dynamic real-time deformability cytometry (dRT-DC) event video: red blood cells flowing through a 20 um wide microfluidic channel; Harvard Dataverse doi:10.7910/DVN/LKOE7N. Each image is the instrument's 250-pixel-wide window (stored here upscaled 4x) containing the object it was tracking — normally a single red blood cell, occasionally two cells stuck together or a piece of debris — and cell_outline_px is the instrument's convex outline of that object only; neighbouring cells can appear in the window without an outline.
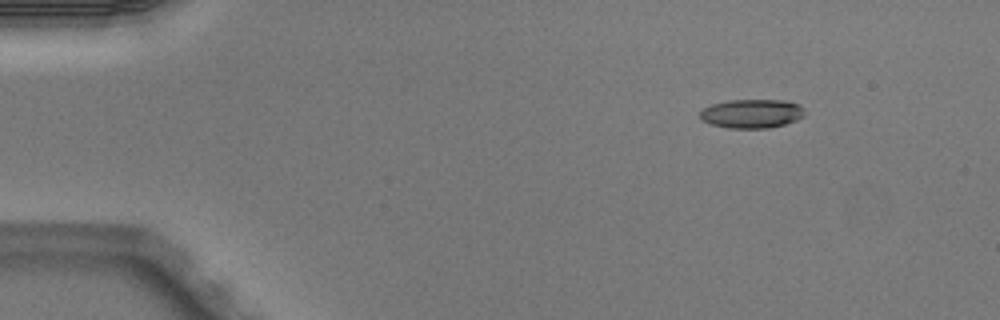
{"species": "Egyptian fruit bat (a non-hibernating species)", "species_latin": "Rousettus aegyptiacus", "temperature_condition": "warm", "stored_images_in_passage": 5, "camera_frame_rate_fps": 3000, "um_per_image_px": 0.085, "animal": {"sex": "male"}, "frame": {"image": 1, "passage_image": 2, "time_ms": 0.333, "image_size_px": [1000, 320], "cell_outline_px": [[804, 116], [796, 120], [784, 124], [768, 128], [728, 128], [712, 124], [700, 120], [700, 112], [704, 108], [712, 104], [728, 100], [784, 100], [800, 104], [804, 108]], "centroid_in_image_um": [63.91, 9.65], "position_along_channel_um": 21.1, "area_um2": 17.69}}
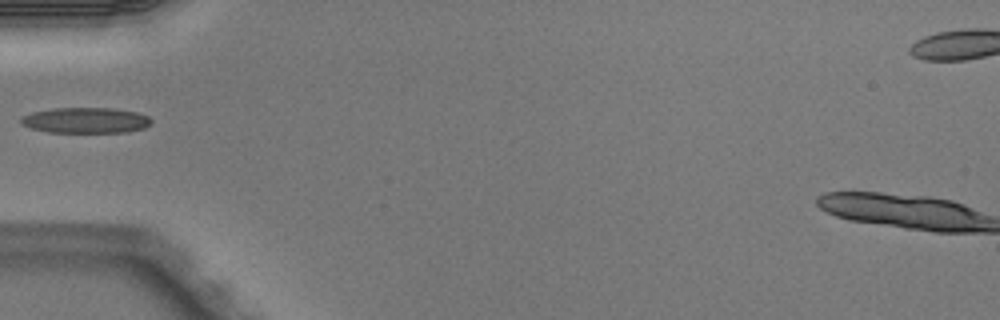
{"frame": {"image": 2, "passage_image": 5, "time_ms": 1.333, "image_size_px": [1000, 320], "cell_outline_px": [[152, 124], [144, 128], [128, 132], [48, 132], [32, 128], [20, 124], [20, 116], [32, 112], [52, 108], [116, 108], [140, 112], [148, 116], [152, 120]], "centroid_in_image_um": [7.31, 10.22], "position_along_channel_um": 77.7, "area_um2": 19.77}}